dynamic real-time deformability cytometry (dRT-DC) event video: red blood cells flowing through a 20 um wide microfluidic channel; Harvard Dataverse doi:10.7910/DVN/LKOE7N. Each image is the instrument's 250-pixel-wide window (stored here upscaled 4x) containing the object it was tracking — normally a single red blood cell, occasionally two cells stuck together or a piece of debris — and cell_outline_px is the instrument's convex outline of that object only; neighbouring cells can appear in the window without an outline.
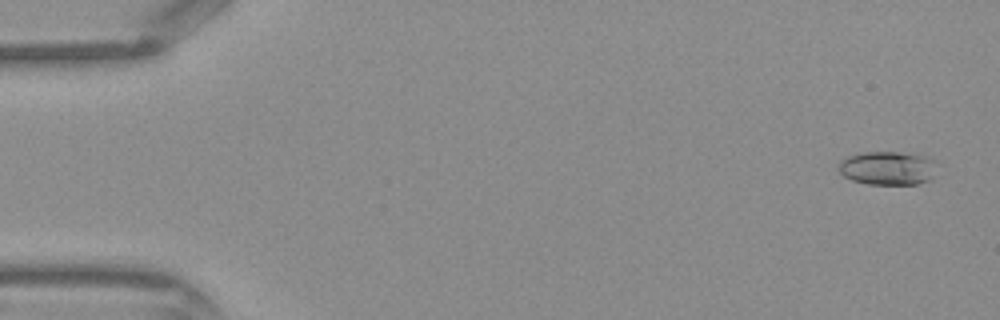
{"species": "Egyptian fruit bat (a non-hibernating species)", "species_latin": "Rousettus aegyptiacus", "temperature_condition": "warm", "stored_images_in_passage": 43, "camera_frame_rate_fps": 3000, "um_per_image_px": 0.085, "frame": {"image": 1, "passage_image": 2, "time_ms": 0.333, "image_size_px": [1000, 320], "cell_outline_px": [[936, 160], [932, 176], [928, 180], [916, 184], [868, 184], [852, 180], [844, 176], [840, 172], [840, 160], [848, 156], [860, 152], [900, 152], [928, 156]], "centroid_in_image_um": [75.45, 14.27], "position_along_channel_um": 9.5, "area_um2": 19.25}}
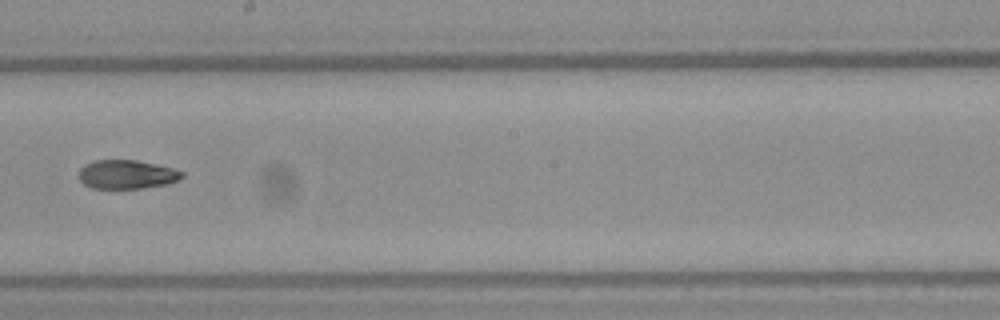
{"frame": {"image": 2, "passage_image": 25, "time_ms": 8.0, "image_size_px": [1000, 320], "cell_outline_px": [[184, 176], [180, 180], [168, 184], [140, 188], [92, 188], [84, 184], [80, 180], [80, 168], [84, 164], [96, 160], [136, 160], [156, 164], [172, 168], [184, 172]], "centroid_in_image_um": [10.8, 14.82], "position_along_channel_um": 237.4, "area_um2": 17.34}}
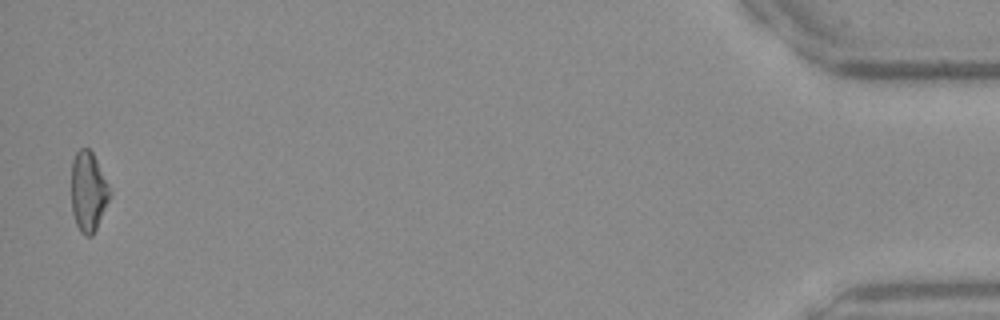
{"frame": {"image": 3, "passage_image": 43, "time_ms": 14.0, "image_size_px": [1000, 320], "cell_outline_px": [[112, 192], [96, 228], [92, 236], [84, 236], [80, 232], [76, 224], [72, 212], [72, 160], [76, 152], [80, 148], [88, 148], [92, 152]], "centroid_in_image_um": [7.49, 16.29], "position_along_channel_um": 427.7, "area_um2": 17.69}}